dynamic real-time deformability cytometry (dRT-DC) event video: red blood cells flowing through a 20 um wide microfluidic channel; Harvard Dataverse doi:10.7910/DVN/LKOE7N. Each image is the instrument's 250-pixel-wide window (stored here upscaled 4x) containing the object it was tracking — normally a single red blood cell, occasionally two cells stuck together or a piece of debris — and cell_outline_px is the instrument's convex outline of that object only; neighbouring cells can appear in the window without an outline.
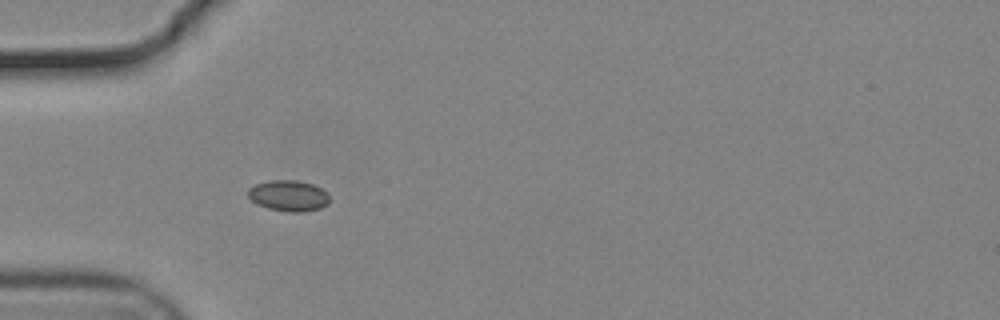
{"species": "common noctule bat (a hibernating species)", "species_latin": "Nyctalus noctula", "temperature_condition": "cold", "stored_images_in_passage": 13, "camera_frame_rate_fps": 3000, "um_per_image_px": 0.085, "animal": {"sex": "male", "body_mass_g": 19.2, "forearm_length_mm": 51.8}, "frame": {"image": 1, "passage_image": 6, "time_ms": 1.667, "image_size_px": [1000, 320], "cell_outline_px": [[328, 204], [320, 208], [304, 212], [288, 212], [268, 208], [256, 204], [248, 196], [248, 188], [256, 184], [268, 180], [296, 180], [312, 184], [328, 192]], "centroid_in_image_um": [24.52, 16.63], "position_along_channel_um": 60.5, "area_um2": 14.74}}
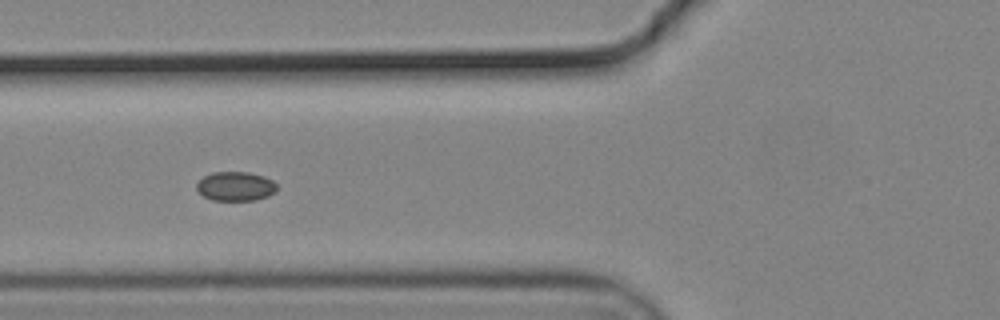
{"frame": {"image": 2, "passage_image": 10, "time_ms": 3.0, "image_size_px": [1000, 320], "cell_outline_px": [[276, 192], [268, 196], [256, 200], [212, 200], [204, 196], [196, 188], [196, 184], [204, 176], [212, 172], [248, 172], [264, 176], [272, 180], [276, 184]], "centroid_in_image_um": [20.03, 15.83], "position_along_channel_um": 105.8, "area_um2": 13.64}}